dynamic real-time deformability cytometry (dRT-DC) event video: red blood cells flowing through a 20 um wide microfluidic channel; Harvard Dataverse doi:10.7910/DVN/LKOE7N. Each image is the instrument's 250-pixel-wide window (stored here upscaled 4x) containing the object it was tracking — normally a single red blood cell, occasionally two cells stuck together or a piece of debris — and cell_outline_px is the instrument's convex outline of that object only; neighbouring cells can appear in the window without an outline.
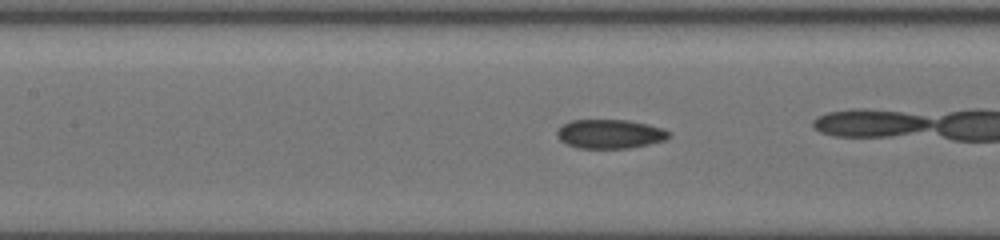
{"species": "common noctule bat (a hibernating species)", "species_latin": "Nyctalus noctula", "temperature_condition": "cold", "stored_images_in_passage": 18, "camera_frame_rate_fps": 3000, "um_per_image_px": 0.085, "animal": {"sex": "female", "body_mass_g": 19.5, "forearm_length_mm": 54.1}, "frame": {"image": 1, "passage_image": 8, "time_ms": 3.0, "image_size_px": [1000, 240], "cell_outline_px": [[672, 132], [664, 140], [648, 144], [628, 148], [576, 148], [564, 144], [556, 136], [556, 132], [564, 124], [572, 120], [628, 120], [648, 124], [664, 128]], "centroid_in_image_um": [51.83, 11.39], "position_along_channel_um": 155.6, "area_um2": 19.02}}